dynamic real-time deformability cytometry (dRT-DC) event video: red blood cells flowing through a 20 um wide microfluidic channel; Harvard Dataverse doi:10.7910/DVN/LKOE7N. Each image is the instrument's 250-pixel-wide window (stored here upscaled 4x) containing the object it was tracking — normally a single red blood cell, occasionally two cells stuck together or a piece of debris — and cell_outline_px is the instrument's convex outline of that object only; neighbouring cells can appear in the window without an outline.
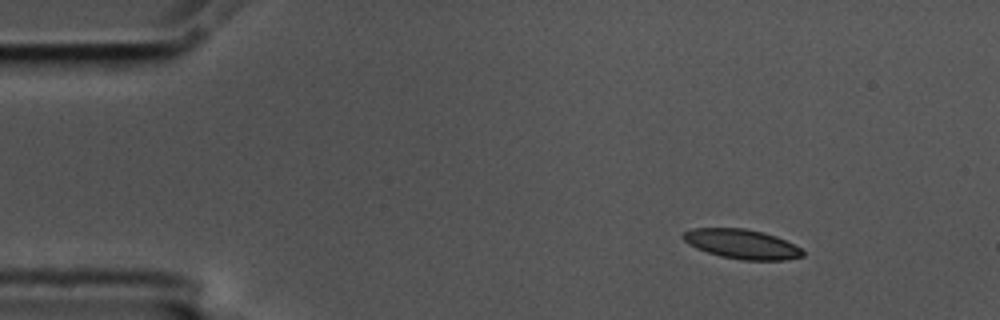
{"species": "common noctule bat (a hibernating species)", "species_latin": "Nyctalus noctula", "temperature_condition": "cold", "stored_images_in_passage": 50, "camera_frame_rate_fps": 3000, "um_per_image_px": 0.085, "animal": {"sex": "male", "body_mass_g": 17.5, "forearm_length_mm": 52.3}, "frame": {"image": 1, "passage_image": 1, "time_ms": 0.0, "image_size_px": [1000, 320], "cell_outline_px": [[804, 256], [784, 260], [740, 260], [720, 256], [696, 248], [688, 244], [680, 236], [684, 232], [692, 228], [744, 228], [764, 232], [776, 236], [800, 248], [804, 252]], "centroid_in_image_um": [63.03, 20.74], "position_along_channel_um": 22.0, "area_um2": 20.58}}
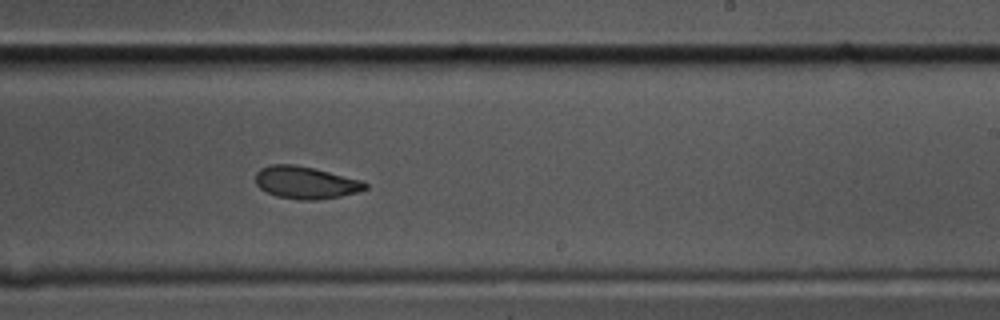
{"frame": {"image": 2, "passage_image": 28, "time_ms": 9.0, "image_size_px": [1000, 320], "cell_outline_px": [[368, 188], [356, 192], [340, 196], [316, 200], [300, 200], [276, 196], [260, 188], [256, 184], [256, 172], [260, 168], [272, 164], [292, 164], [312, 168], [360, 180], [368, 184]], "centroid_in_image_um": [25.95, 15.52], "position_along_channel_um": 263.1, "area_um2": 20.4}}
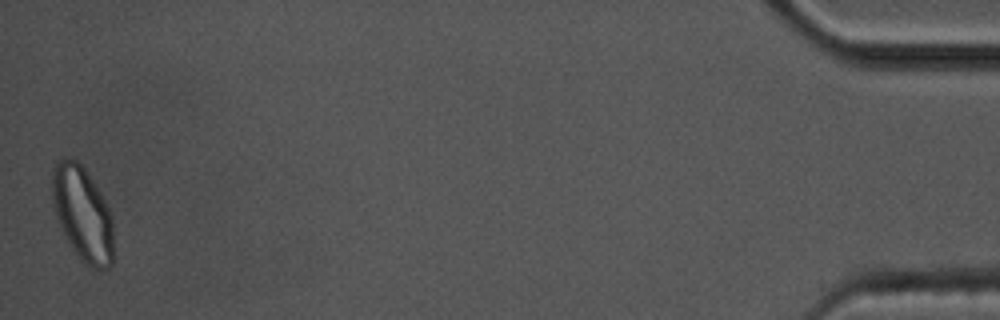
{"frame": {"image": 3, "passage_image": 50, "time_ms": 16.333, "image_size_px": [1000, 320], "cell_outline_px": [[112, 264], [108, 268], [88, 268], [80, 260], [72, 248], [60, 228], [52, 204], [52, 168], [56, 160], [76, 160], [84, 168], [100, 192], [112, 216]], "centroid_in_image_um": [6.99, 18.19], "position_along_channel_um": 428.2, "area_um2": 33.64}, "authors_computed_cell_mechanics": {"area_um2": 21.2704, "velocity_mm_per_s": 3.5318, "shape_relaxation_time_tau1_ms": 4.7924, "shape_relaxation_time_tau2_ms": 4.6926, "deformation_change_tau1": 0.1296, "deformation_change_tau2": 0.0812}}